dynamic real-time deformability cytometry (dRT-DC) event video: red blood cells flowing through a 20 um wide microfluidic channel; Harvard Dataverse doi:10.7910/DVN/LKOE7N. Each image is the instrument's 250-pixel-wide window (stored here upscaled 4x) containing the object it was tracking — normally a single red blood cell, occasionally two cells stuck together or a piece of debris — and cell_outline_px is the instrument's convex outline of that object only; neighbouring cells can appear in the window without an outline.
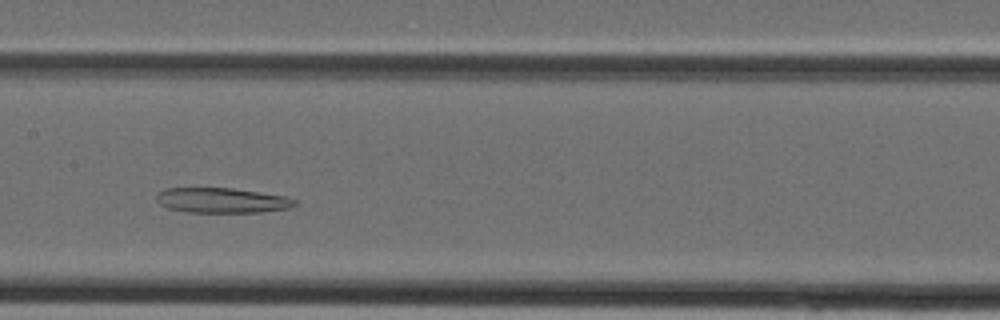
{"species": "Egyptian fruit bat (a non-hibernating species)", "species_latin": "Rousettus aegyptiacus", "temperature_condition": "cold", "stored_images_in_passage": 35, "camera_frame_rate_fps": 3000, "um_per_image_px": 0.085, "animal": {"sex": "female"}, "frame": {"image": 1, "passage_image": 15, "time_ms": 4.667, "image_size_px": [1000, 320], "cell_outline_px": [[296, 204], [288, 208], [260, 212], [188, 212], [168, 208], [160, 204], [156, 200], [156, 196], [164, 188], [232, 188], [288, 196], [296, 200]], "centroid_in_image_um": [18.87, 17.02], "position_along_channel_um": 188.5, "area_um2": 20.17}}
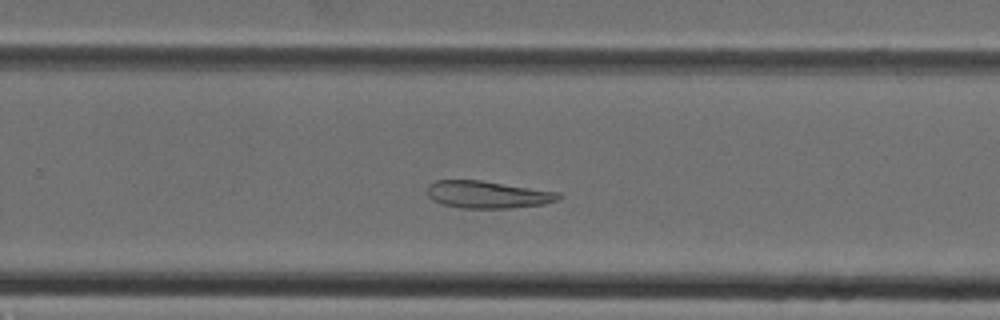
{"frame": {"image": 2, "passage_image": 21, "time_ms": 6.667, "image_size_px": [1000, 320], "cell_outline_px": [[560, 196], [556, 200], [544, 204], [512, 208], [460, 208], [444, 204], [432, 200], [428, 196], [428, 184], [436, 180], [480, 180], [560, 192]], "centroid_in_image_um": [41.43, 16.53], "position_along_channel_um": 288.4, "area_um2": 20.81}}
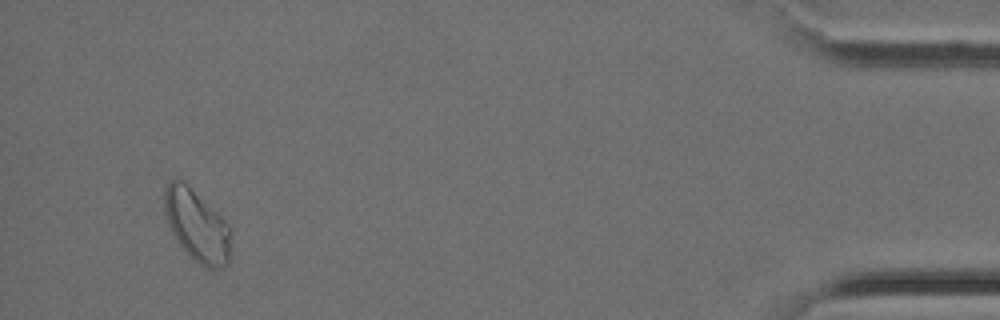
{"frame": {"image": 3, "passage_image": 33, "time_ms": 10.667, "image_size_px": [1000, 320], "cell_outline_px": [[232, 252], [228, 264], [224, 268], [204, 268], [176, 240], [168, 224], [164, 212], [164, 192], [168, 184], [172, 180], [180, 180], [216, 212], [228, 224], [232, 244]], "centroid_in_image_um": [16.77, 19.25], "position_along_channel_um": 418.4, "area_um2": 27.22}}